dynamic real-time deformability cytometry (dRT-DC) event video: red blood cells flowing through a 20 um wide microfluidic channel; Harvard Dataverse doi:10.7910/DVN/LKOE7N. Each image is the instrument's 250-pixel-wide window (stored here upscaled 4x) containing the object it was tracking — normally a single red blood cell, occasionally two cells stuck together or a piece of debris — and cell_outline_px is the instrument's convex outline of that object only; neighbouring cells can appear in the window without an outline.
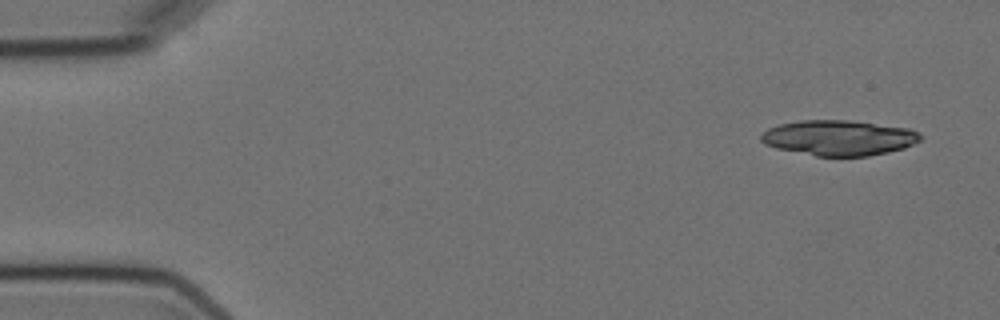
{"species": "Egyptian fruit bat (a non-hibernating species)", "species_latin": "Rousettus aegyptiacus", "temperature_condition": "cold", "stored_images_in_passage": 5, "camera_frame_rate_fps": 3000, "um_per_image_px": 0.085, "animal": {"sex": "female"}, "frame": {"image": 1, "passage_image": 1, "time_ms": 0.0, "image_size_px": [1000, 320], "cell_outline_px": [[924, 136], [920, 140], [904, 148], [888, 152], [868, 156], [816, 156], [776, 148], [764, 144], [760, 140], [760, 136], [768, 128], [780, 124], [800, 120], [848, 120], [912, 128]], "centroid_in_image_um": [71.32, 11.71], "position_along_channel_um": 13.7, "area_um2": 32.95}}